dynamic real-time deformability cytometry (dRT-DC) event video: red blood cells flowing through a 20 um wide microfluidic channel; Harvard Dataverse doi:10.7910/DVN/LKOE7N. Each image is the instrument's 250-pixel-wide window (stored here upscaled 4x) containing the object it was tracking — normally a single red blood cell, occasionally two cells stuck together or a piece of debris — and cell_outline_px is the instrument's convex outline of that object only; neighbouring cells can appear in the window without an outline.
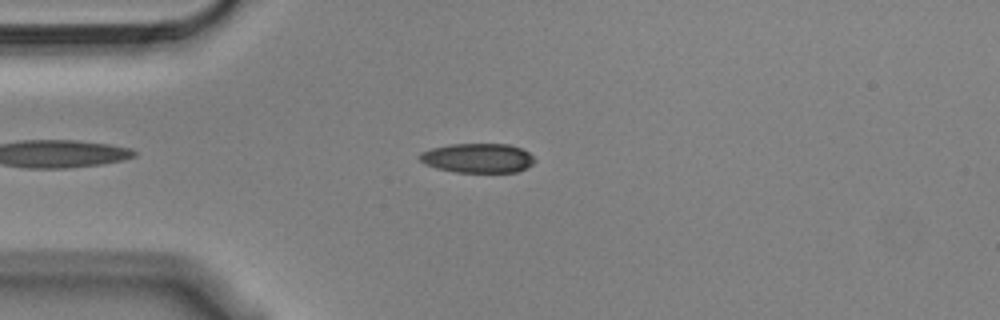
{"species": "Egyptian fruit bat (a non-hibernating species)", "species_latin": "Rousettus aegyptiacus", "temperature_condition": "cold", "stored_images_in_passage": 48, "camera_frame_rate_fps": 3000, "um_per_image_px": 0.085, "animal": {"sex": "male"}, "frame": {"image": 1, "passage_image": 7, "time_ms": 2.0, "image_size_px": [1000, 320], "cell_outline_px": [[536, 160], [528, 168], [516, 172], [456, 172], [436, 168], [424, 164], [416, 156], [420, 152], [432, 148], [448, 144], [508, 144], [520, 148], [528, 152]], "centroid_in_image_um": [40.58, 13.43], "position_along_channel_um": 44.4, "area_um2": 19.88}}
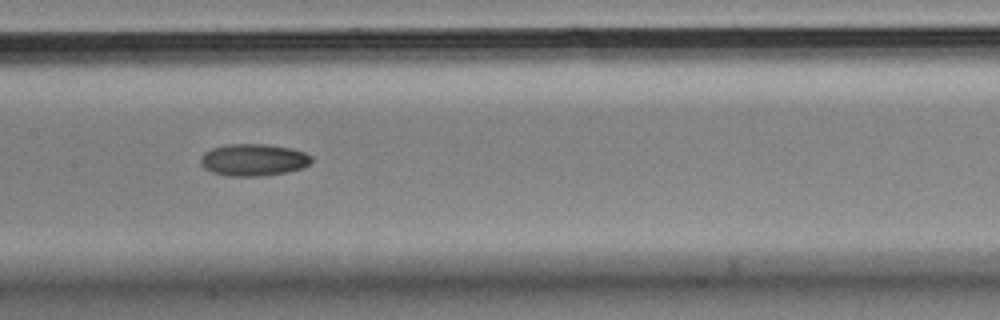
{"frame": {"image": 2, "passage_image": 20, "time_ms": 6.333, "image_size_px": [1000, 320], "cell_outline_px": [[312, 160], [304, 168], [288, 172], [260, 176], [228, 176], [212, 172], [204, 168], [200, 164], [200, 160], [204, 152], [212, 148], [224, 144], [268, 144], [292, 148], [304, 152], [312, 156]], "centroid_in_image_um": [21.55, 13.58], "position_along_channel_um": 185.9, "area_um2": 20.92}}
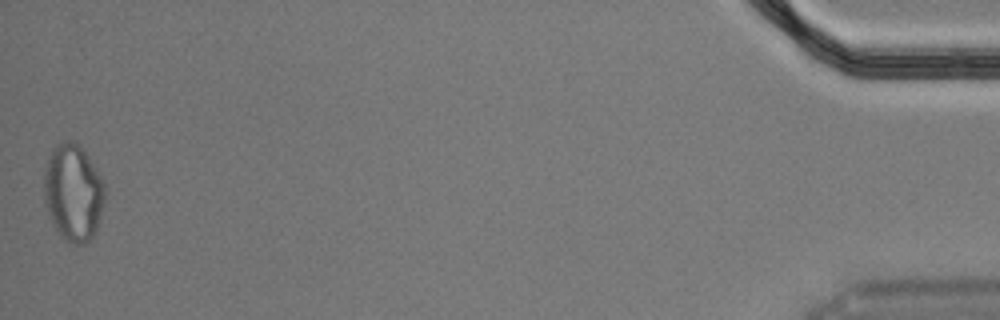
{"frame": {"image": 3, "passage_image": 48, "time_ms": 15.667, "image_size_px": [1000, 320], "cell_outline_px": [[104, 200], [96, 232], [84, 244], [72, 244], [60, 236], [56, 232], [52, 224], [44, 200], [44, 168], [52, 148], [56, 144], [64, 140], [76, 140], [80, 144], [88, 156], [100, 176], [104, 184]], "centroid_in_image_um": [6.19, 16.35], "position_along_channel_um": 429.0, "area_um2": 34.62}}